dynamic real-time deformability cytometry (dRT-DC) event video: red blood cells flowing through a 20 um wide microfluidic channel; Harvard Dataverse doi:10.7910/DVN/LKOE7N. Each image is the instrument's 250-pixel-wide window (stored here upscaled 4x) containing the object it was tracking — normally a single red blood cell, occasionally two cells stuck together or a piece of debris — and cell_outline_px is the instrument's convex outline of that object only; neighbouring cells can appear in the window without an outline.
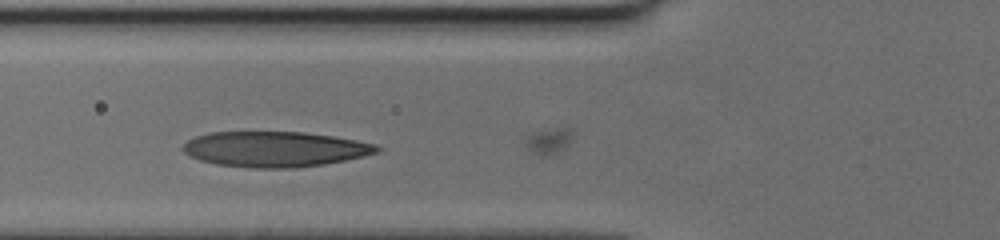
{"species": "human", "species_latin": "Homo sapiens", "temperature_condition": "cold", "stored_images_in_passage": 4, "camera_frame_rate_fps": 3000, "um_per_image_px": 0.085, "donor": {"sex": "female"}, "frame": {"image": 1, "passage_image": 2, "time_ms": 0.333, "image_size_px": [1000, 240], "cell_outline_px": [[380, 152], [364, 156], [324, 164], [296, 168], [252, 168], [216, 164], [200, 160], [184, 152], [180, 148], [188, 140], [196, 136], [208, 132], [304, 132], [332, 136], [356, 140], [376, 144], [380, 148]], "centroid_in_image_um": [23.36, 12.68], "position_along_channel_um": 102.4, "area_um2": 40.06}}